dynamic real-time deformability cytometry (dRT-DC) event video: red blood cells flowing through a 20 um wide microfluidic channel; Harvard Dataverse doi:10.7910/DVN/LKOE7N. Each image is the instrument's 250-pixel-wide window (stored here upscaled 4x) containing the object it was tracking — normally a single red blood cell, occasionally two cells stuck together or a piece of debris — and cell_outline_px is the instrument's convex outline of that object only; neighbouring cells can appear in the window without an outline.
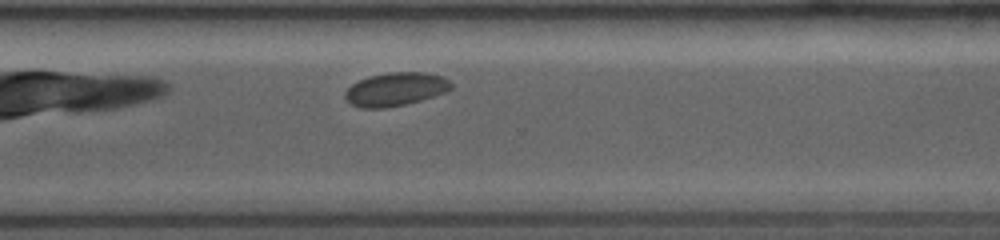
{"species": "common noctule bat (a hibernating species)", "species_latin": "Nyctalus noctula", "temperature_condition": "room temperature", "stored_images_in_passage": 33, "camera_frame_rate_fps": 4000, "um_per_image_px": 0.085, "animal": {"sex": "female", "body_mass_g": 19.0, "forearm_length_mm": 53.3}, "frame": {"image": 1, "passage_image": 24, "time_ms": 7.5, "image_size_px": [1000, 240], "cell_outline_px": [[452, 88], [444, 92], [420, 100], [404, 104], [384, 108], [360, 108], [352, 104], [344, 96], [344, 92], [352, 84], [368, 76], [388, 72], [424, 72], [444, 76], [452, 84]], "centroid_in_image_um": [33.61, 7.57], "position_along_channel_um": 337.0, "area_um2": 20.52}}
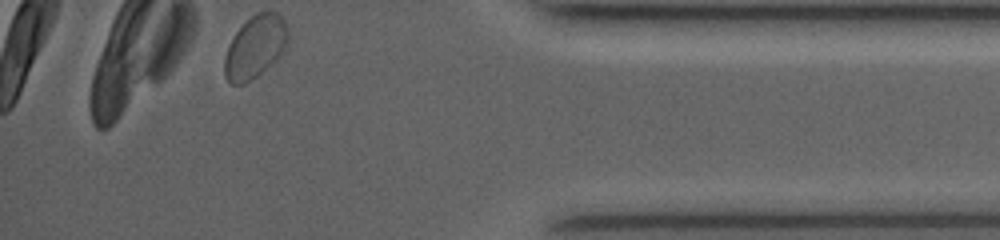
{"frame": {"image": 2, "passage_image": 33, "time_ms": 10.0, "image_size_px": [1000, 240], "cell_outline_px": [[288, 44], [256, 76], [244, 84], [232, 84], [224, 76], [224, 60], [228, 48], [236, 32], [256, 12], [280, 12], [284, 16], [288, 28]], "centroid_in_image_um": [21.7, 3.94], "position_along_channel_um": 413.5, "area_um2": 22.54}}